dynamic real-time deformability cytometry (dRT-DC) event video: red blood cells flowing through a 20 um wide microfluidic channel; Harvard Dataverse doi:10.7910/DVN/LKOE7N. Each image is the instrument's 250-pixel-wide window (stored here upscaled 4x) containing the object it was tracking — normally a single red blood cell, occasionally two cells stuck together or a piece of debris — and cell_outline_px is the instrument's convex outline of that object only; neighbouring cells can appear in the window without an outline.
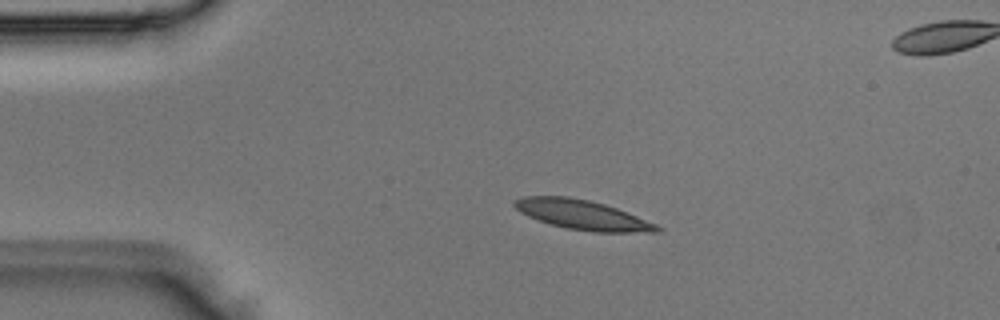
{"species": "Egyptian fruit bat (a non-hibernating species)", "species_latin": "Rousettus aegyptiacus", "temperature_condition": "room temperature", "stored_images_in_passage": 5, "segment_of_instrument_passage": [1, 2], "camera_frame_rate_fps": 3000, "um_per_image_px": 0.085, "animal": {"sex": "male"}, "frame": {"image": 1, "passage_image": 3, "time_ms": 0.667, "image_size_px": [1000, 320], "cell_outline_px": [[664, 228], [660, 232], [592, 232], [568, 228], [552, 224], [528, 216], [520, 212], [512, 204], [512, 200], [524, 196], [568, 196], [588, 200], [604, 204], [616, 208], [656, 224]], "centroid_in_image_um": [49.49, 18.25], "position_along_channel_um": 35.5, "area_um2": 24.39}}